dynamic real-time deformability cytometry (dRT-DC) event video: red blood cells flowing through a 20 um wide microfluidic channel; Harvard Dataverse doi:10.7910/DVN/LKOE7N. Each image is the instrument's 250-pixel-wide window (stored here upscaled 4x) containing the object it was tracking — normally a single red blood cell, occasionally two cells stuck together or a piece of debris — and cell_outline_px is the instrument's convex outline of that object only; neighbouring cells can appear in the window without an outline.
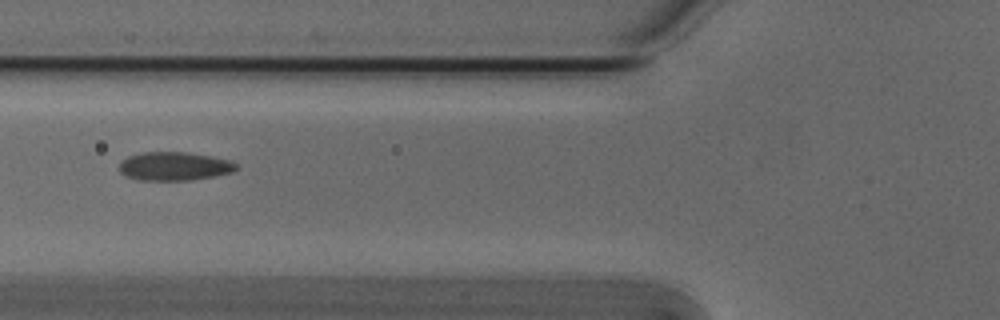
{"species": "Egyptian fruit bat (a non-hibernating species)", "species_latin": "Rousettus aegyptiacus", "temperature_condition": "cold", "stored_images_in_passage": 6, "camera_frame_rate_fps": 3000, "um_per_image_px": 0.085, "animal": {"sex": "male"}, "frame": {"image": 1, "passage_image": 6, "time_ms": 1.667, "image_size_px": [1000, 320], "cell_outline_px": [[240, 168], [232, 172], [192, 180], [136, 180], [120, 172], [120, 164], [128, 156], [144, 152], [188, 152], [232, 160], [240, 164]], "centroid_in_image_um": [14.89, 14.13], "position_along_channel_um": 110.9, "area_um2": 19.54}}